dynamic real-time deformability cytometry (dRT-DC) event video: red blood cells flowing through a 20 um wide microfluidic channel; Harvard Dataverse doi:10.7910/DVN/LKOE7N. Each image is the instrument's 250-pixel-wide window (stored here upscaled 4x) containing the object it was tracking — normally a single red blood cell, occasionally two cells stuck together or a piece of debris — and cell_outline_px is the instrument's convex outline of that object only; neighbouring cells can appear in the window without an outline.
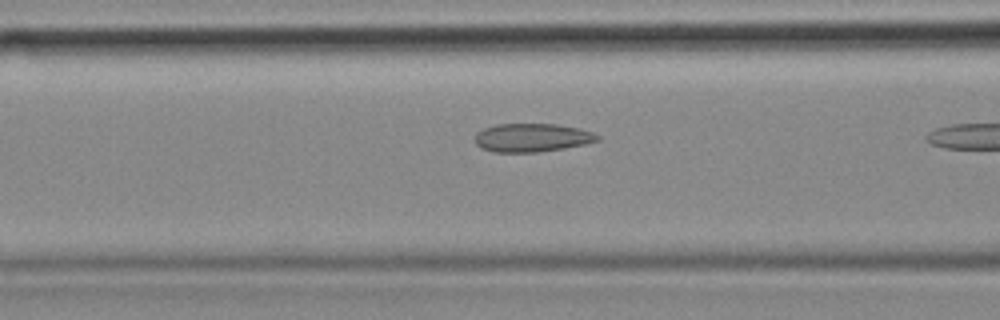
{"species": "common noctule bat (a hibernating species)", "species_latin": "Nyctalus noctula", "temperature_condition": "cold", "stored_images_in_passage": 4, "camera_frame_rate_fps": 3000, "um_per_image_px": 0.085, "animal": {"sex": "female", "body_mass_g": 18.4}, "frame": {"image": 1, "passage_image": 3, "time_ms": 0.667, "image_size_px": [1000, 320], "cell_outline_px": [[600, 140], [584, 144], [564, 148], [536, 152], [492, 152], [480, 148], [476, 144], [476, 132], [484, 128], [496, 124], [556, 124], [576, 128], [592, 132], [600, 136]], "centroid_in_image_um": [45.19, 11.7], "position_along_channel_um": 121.4, "area_um2": 20.23}}